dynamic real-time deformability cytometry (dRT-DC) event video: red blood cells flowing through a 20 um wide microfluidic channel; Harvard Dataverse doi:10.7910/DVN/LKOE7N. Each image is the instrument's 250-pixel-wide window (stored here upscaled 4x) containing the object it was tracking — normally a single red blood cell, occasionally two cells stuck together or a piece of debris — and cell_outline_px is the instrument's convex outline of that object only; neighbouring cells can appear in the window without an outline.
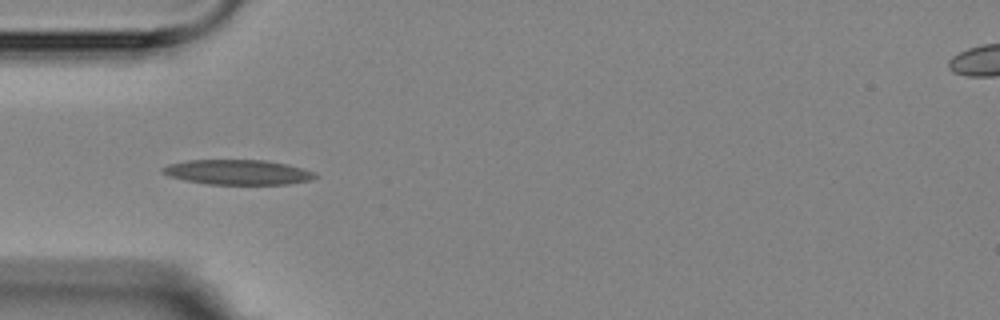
{"species": "Egyptian fruit bat (a non-hibernating species)", "species_latin": "Rousettus aegyptiacus", "temperature_condition": "room temperature", "stored_images_in_passage": 5, "camera_frame_rate_fps": 3000, "um_per_image_px": 0.085, "animal": {"sex": "female"}, "frame": {"image": 1, "passage_image": 4, "time_ms": 3.667, "image_size_px": [1000, 320], "cell_outline_px": [[320, 176], [308, 180], [288, 184], [208, 184], [184, 180], [168, 176], [160, 172], [160, 168], [168, 164], [188, 160], [264, 160], [288, 164], [304, 168], [316, 172]], "centroid_in_image_um": [20.2, 14.63], "position_along_channel_um": 64.8, "area_um2": 22.37}}
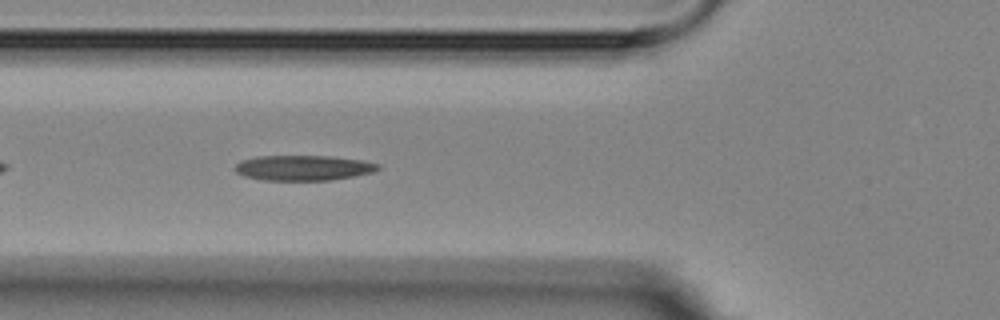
{"frame": {"image": 2, "passage_image": 5, "time_ms": 4.667, "image_size_px": [1000, 320], "cell_outline_px": [[380, 168], [372, 172], [356, 176], [332, 180], [264, 180], [244, 176], [236, 172], [236, 164], [240, 160], [256, 156], [332, 156], [364, 160], [380, 164]], "centroid_in_image_um": [25.81, 14.26], "position_along_channel_um": 100.0, "area_um2": 21.15}}